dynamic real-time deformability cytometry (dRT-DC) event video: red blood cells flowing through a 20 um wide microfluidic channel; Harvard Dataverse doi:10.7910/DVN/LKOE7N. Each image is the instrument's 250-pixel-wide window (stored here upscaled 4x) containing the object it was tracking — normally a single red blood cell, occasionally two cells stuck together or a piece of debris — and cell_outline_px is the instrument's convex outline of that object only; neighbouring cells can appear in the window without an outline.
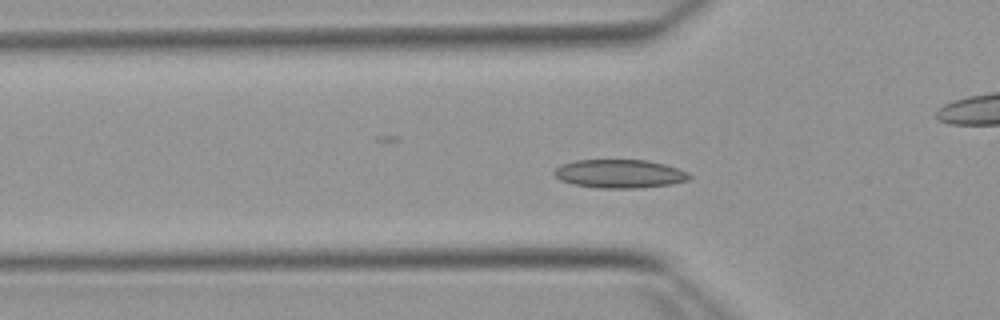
{"species": "Egyptian fruit bat (a non-hibernating species)", "species_latin": "Rousettus aegyptiacus", "temperature_condition": "warm", "stored_images_in_passage": 51, "camera_frame_rate_fps": 3000, "um_per_image_px": 0.085, "animal": {"sex": "female"}, "frame": {"image": 1, "passage_image": 14, "time_ms": 4.333, "image_size_px": [1000, 320], "cell_outline_px": [[692, 176], [688, 180], [672, 184], [640, 188], [600, 188], [572, 184], [560, 180], [552, 172], [560, 164], [576, 160], [648, 160], [664, 164], [688, 172]], "centroid_in_image_um": [52.66, 14.77], "position_along_channel_um": 73.1, "area_um2": 22.54}}
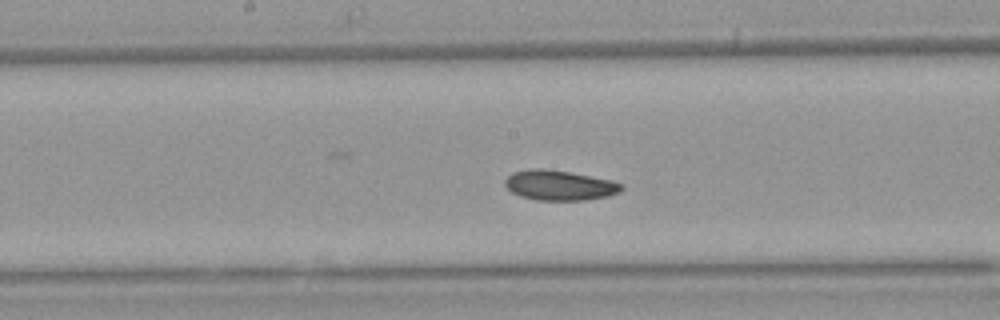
{"frame": {"image": 2, "passage_image": 24, "time_ms": 7.667, "image_size_px": [1000, 320], "cell_outline_px": [[624, 188], [620, 192], [608, 196], [584, 200], [536, 200], [520, 196], [512, 192], [504, 184], [504, 180], [512, 172], [532, 168], [540, 168], [568, 172], [612, 180], [620, 184]], "centroid_in_image_um": [47.53, 15.75], "position_along_channel_um": 200.7, "area_um2": 20.29}}
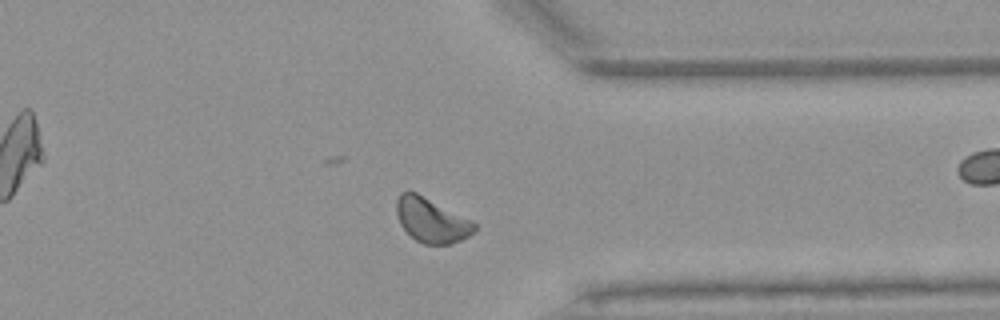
{"frame": {"image": 3, "passage_image": 38, "time_ms": 12.333, "image_size_px": [1000, 320], "cell_outline_px": [[476, 228], [468, 236], [452, 244], [424, 244], [416, 240], [400, 224], [396, 212], [396, 200], [400, 192], [416, 192], [476, 224]], "centroid_in_image_um": [36.63, 18.73], "position_along_channel_um": 374.8, "area_um2": 19.59}, "authors_computed_cell_mechanics": {"area_um2": 20.3456, "velocity_mm_per_s": 3.8299, "shape_relaxation_time_tau1_ms": 5.0186, "shape_relaxation_time_tau2_ms": null, "deformation_change_tau1": 0.0923, "deformation_change_tau2": null}}